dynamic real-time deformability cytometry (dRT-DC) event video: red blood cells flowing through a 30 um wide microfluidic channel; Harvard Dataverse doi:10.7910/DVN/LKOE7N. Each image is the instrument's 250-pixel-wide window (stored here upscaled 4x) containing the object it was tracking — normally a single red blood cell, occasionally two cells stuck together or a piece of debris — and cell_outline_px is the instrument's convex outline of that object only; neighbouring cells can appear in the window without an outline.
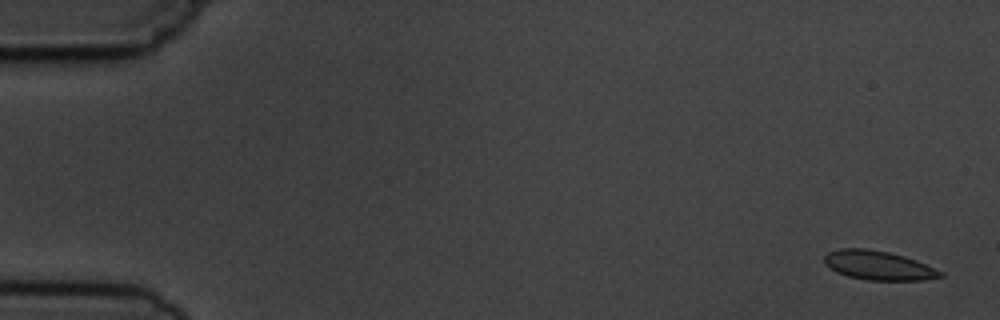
{"species": "common noctule bat (a hibernating species)", "species_latin": "Nyctalus noctula", "temperature_condition": "cold", "stored_images_in_passage": 6, "camera_frame_rate_fps": 3000, "um_per_image_px": 0.085, "animal": {"sex": "male", "body_mass_g": 19.5, "forearm_length_mm": 54.6}, "frame": {"image": 1, "passage_image": 1, "time_ms": 0.0, "image_size_px": [1000, 320], "cell_outline_px": [[944, 276], [924, 280], [868, 280], [848, 276], [836, 272], [824, 264], [824, 256], [828, 252], [840, 248], [868, 248], [888, 252], [904, 256], [916, 260], [944, 272]], "centroid_in_image_um": [74.65, 22.55], "position_along_channel_um": 10.3, "area_um2": 19.77}}